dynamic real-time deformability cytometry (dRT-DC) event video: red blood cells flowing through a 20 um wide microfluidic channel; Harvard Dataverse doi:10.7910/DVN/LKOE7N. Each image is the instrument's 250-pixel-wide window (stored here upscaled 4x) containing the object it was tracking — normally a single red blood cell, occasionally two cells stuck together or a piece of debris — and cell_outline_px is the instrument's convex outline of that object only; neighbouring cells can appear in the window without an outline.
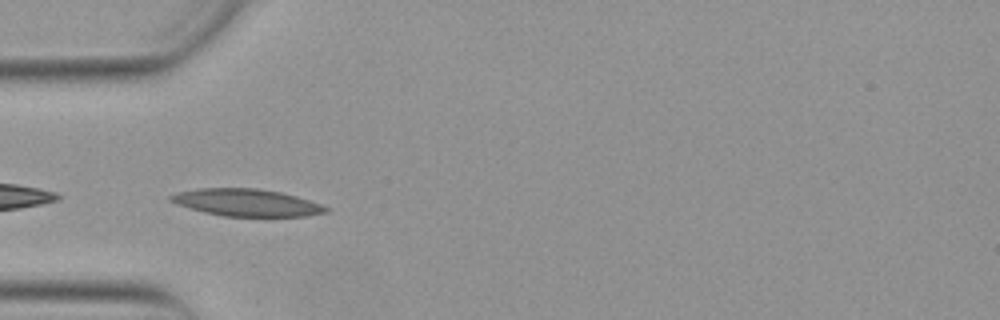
{"species": "Egyptian fruit bat (a non-hibernating species)", "species_latin": "Rousettus aegyptiacus", "temperature_condition": "warm", "stored_images_in_passage": 29, "camera_frame_rate_fps": 3000, "um_per_image_px": 0.085, "animal": {"sex": "female"}, "frame": {"image": 1, "passage_image": 1, "time_ms": 0.0, "image_size_px": [1000, 320], "cell_outline_px": [[328, 212], [304, 216], [224, 216], [204, 212], [176, 204], [168, 200], [168, 196], [176, 192], [200, 188], [256, 188], [280, 192], [296, 196], [320, 204], [328, 208]], "centroid_in_image_um": [20.91, 17.21], "position_along_channel_um": 64.1, "area_um2": 24.45}}
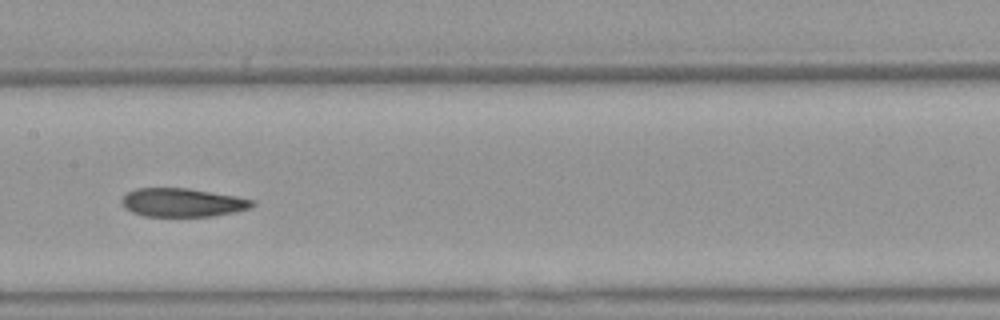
{"frame": {"image": 2, "passage_image": 11, "time_ms": 3.333, "image_size_px": [1000, 320], "cell_outline_px": [[256, 204], [248, 208], [232, 212], [212, 216], [144, 216], [132, 212], [124, 208], [120, 200], [128, 192], [136, 188], [188, 188], [236, 196], [256, 200]], "centroid_in_image_um": [15.49, 17.21], "position_along_channel_um": 191.9, "area_um2": 21.68}}
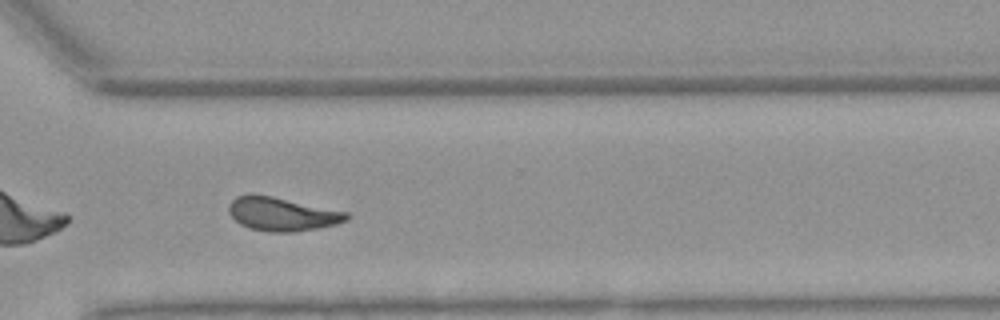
{"frame": {"image": 3, "passage_image": 23, "time_ms": 7.333, "image_size_px": [1000, 320], "cell_outline_px": [[352, 216], [348, 220], [336, 224], [316, 228], [292, 232], [268, 232], [248, 228], [240, 224], [228, 212], [228, 204], [236, 196], [252, 192], [272, 196], [348, 212]], "centroid_in_image_um": [23.95, 18.18], "position_along_channel_um": 346.7, "area_um2": 23.29}, "authors_computed_cell_mechanics": {"area_um2": 22.831, "velocity_mm_per_s": 3.8703, "shape_relaxation_time_tau1_ms": null, "shape_relaxation_time_tau2_ms": 4.6267, "deformation_change_tau1": null, "deformation_change_tau2": 0.131}}